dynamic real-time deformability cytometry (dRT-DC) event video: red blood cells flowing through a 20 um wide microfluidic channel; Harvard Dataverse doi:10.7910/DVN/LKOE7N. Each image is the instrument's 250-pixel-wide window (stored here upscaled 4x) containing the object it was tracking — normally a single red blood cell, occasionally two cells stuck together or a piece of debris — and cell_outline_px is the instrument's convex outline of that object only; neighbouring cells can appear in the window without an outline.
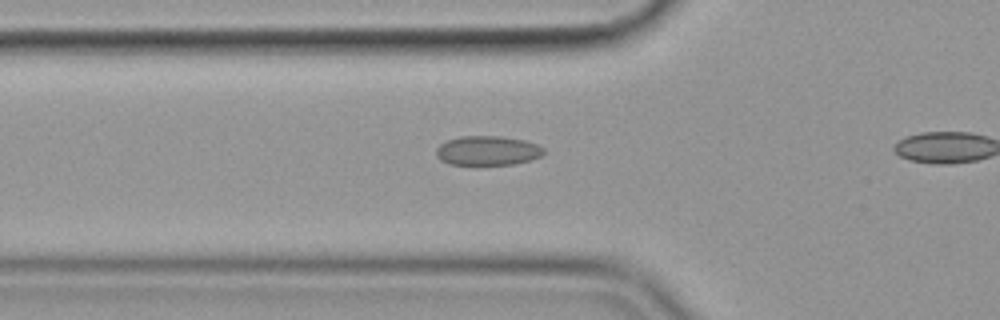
{"species": "common noctule bat (a hibernating species)", "species_latin": "Nyctalus noctula", "temperature_condition": "cold", "stored_images_in_passage": 12, "camera_frame_rate_fps": 3000, "um_per_image_px": 0.085, "animal": {"sex": "female", "body_mass_g": 19.9}, "frame": {"image": 1, "passage_image": 3, "time_ms": 0.667, "image_size_px": [1000, 320], "cell_outline_px": [[544, 152], [540, 156], [532, 160], [512, 164], [480, 168], [448, 164], [440, 160], [436, 156], [436, 148], [440, 144], [448, 140], [460, 136], [500, 136], [524, 140], [536, 144], [544, 148]], "centroid_in_image_um": [41.4, 12.86], "position_along_channel_um": 84.4, "area_um2": 19.31}}
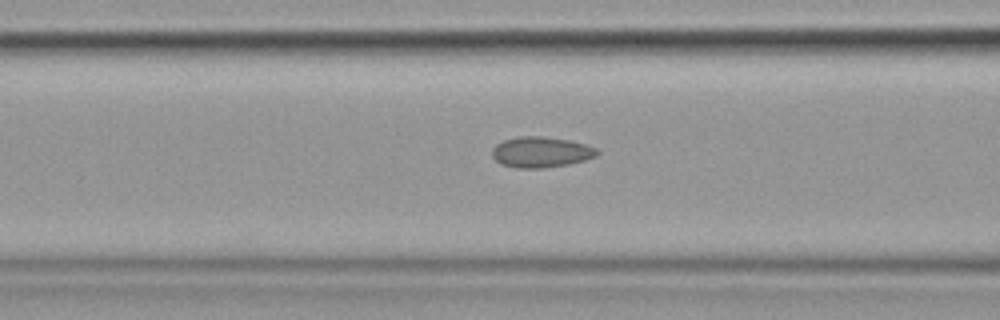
{"frame": {"image": 2, "passage_image": 6, "time_ms": 1.667, "image_size_px": [1000, 320], "cell_outline_px": [[600, 152], [596, 156], [584, 160], [568, 164], [544, 168], [516, 168], [500, 164], [492, 156], [492, 148], [496, 144], [504, 140], [516, 136], [540, 136], [568, 140], [584, 144], [596, 148]], "centroid_in_image_um": [45.95, 12.93], "position_along_channel_um": 120.6, "area_um2": 18.79}}
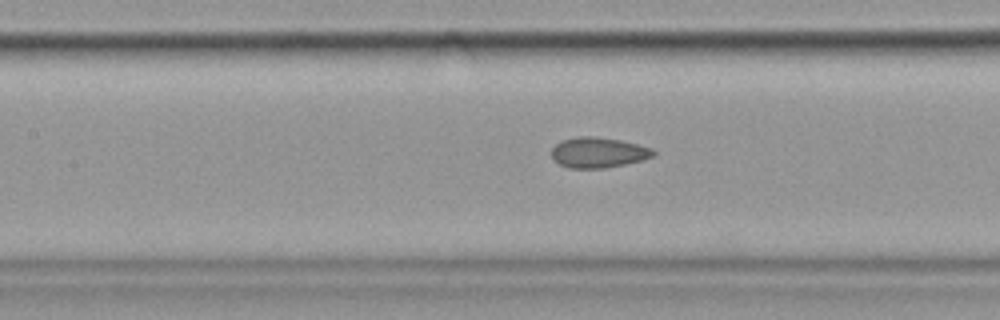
{"frame": {"image": 3, "passage_image": 9, "time_ms": 2.667, "image_size_px": [1000, 320], "cell_outline_px": [[656, 156], [624, 164], [604, 168], [568, 168], [552, 160], [552, 148], [560, 140], [576, 136], [596, 136], [620, 140], [652, 148], [656, 152]], "centroid_in_image_um": [50.83, 12.95], "position_along_channel_um": 156.6, "area_um2": 18.15}}